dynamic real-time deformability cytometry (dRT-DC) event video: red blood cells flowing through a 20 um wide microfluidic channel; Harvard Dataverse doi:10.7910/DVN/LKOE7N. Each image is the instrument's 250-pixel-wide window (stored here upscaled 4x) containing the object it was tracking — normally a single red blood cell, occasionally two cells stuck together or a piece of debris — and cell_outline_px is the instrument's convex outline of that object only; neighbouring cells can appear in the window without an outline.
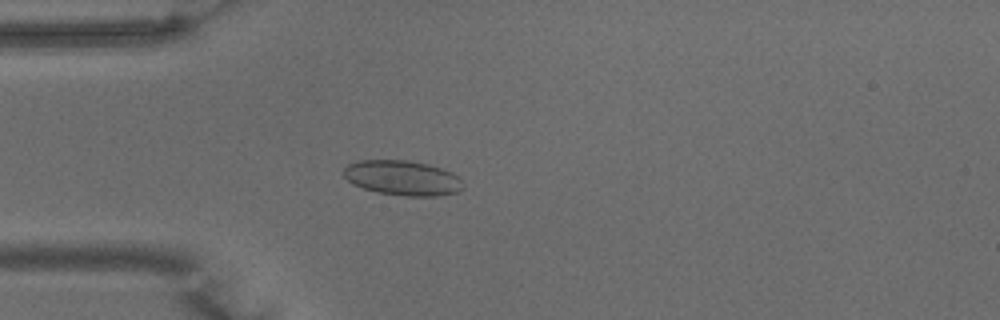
{"species": "common noctule bat (a hibernating species)", "species_latin": "Nyctalus noctula", "temperature_condition": "warm", "stored_images_in_passage": 51, "camera_frame_rate_fps": 3000, "um_per_image_px": 0.085, "animal": {"sex": "male", "body_mass_g": 15.6}, "frame": {"image": 1, "passage_image": 14, "time_ms": 4.333, "image_size_px": [1000, 320], "cell_outline_px": [[460, 188], [456, 192], [436, 196], [404, 196], [376, 192], [352, 184], [344, 176], [344, 168], [348, 164], [356, 160], [408, 160], [428, 164], [452, 172], [460, 180]], "centroid_in_image_um": [34.15, 15.11], "position_along_channel_um": 50.9, "area_um2": 24.1}}
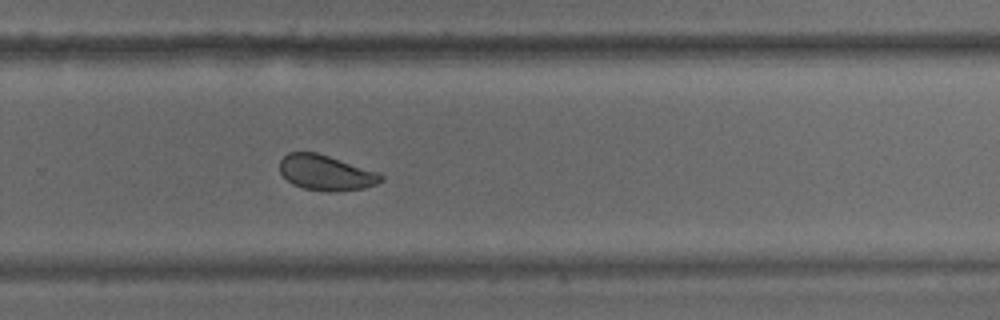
{"frame": {"image": 2, "passage_image": 34, "time_ms": 11.0, "image_size_px": [1000, 320], "cell_outline_px": [[384, 180], [376, 184], [364, 188], [328, 192], [324, 192], [304, 188], [292, 184], [280, 172], [280, 160], [288, 152], [316, 152], [380, 172], [384, 176]], "centroid_in_image_um": [27.73, 14.68], "position_along_channel_um": 302.1, "area_um2": 20.92}}
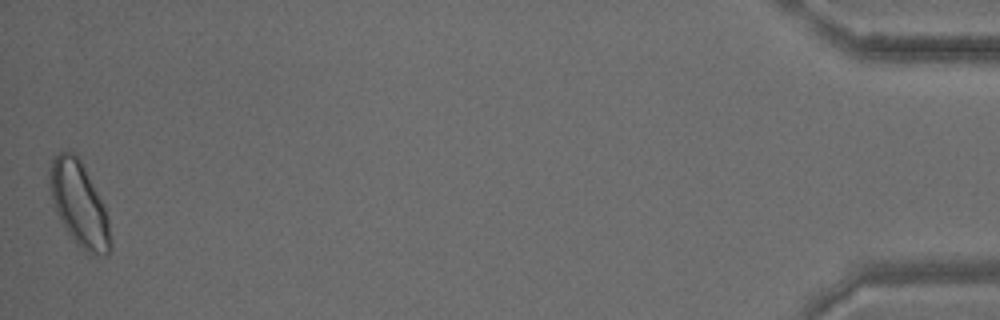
{"frame": {"image": 3, "passage_image": 51, "time_ms": 16.667, "image_size_px": [1000, 320], "cell_outline_px": [[112, 248], [108, 256], [96, 256], [76, 244], [60, 220], [56, 212], [52, 196], [48, 176], [52, 156], [68, 148], [80, 156], [104, 208], [108, 220], [112, 240]], "centroid_in_image_um": [6.73, 17.32], "position_along_channel_um": 428.5, "area_um2": 30.0}, "authors_computed_cell_mechanics": {"area_um2": 23.12, "velocity_mm_per_s": 3.8874, "shape_relaxation_time_tau1_ms": 3.3586, "shape_relaxation_time_tau2_ms": 1.529, "deformation_change_tau1": 0.0669, "deformation_change_tau2": 0.057}}